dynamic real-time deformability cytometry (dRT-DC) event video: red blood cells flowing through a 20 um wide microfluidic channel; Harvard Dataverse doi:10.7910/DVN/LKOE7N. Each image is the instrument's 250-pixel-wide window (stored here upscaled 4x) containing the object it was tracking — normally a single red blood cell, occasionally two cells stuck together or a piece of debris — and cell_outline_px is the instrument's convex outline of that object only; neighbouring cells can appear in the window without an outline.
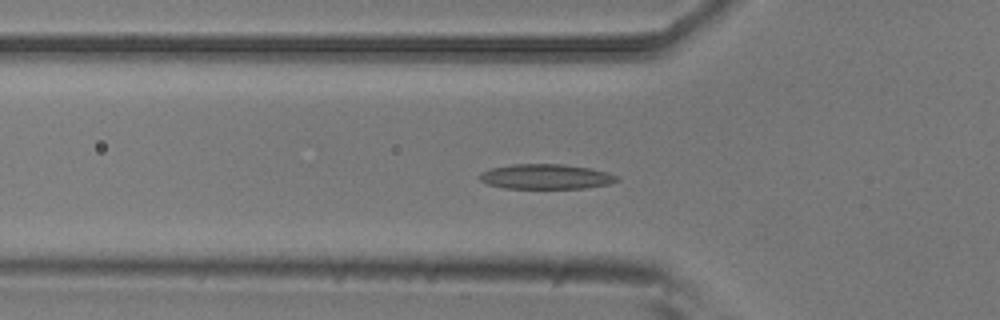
{"species": "common noctule bat (a hibernating species)", "species_latin": "Nyctalus noctula", "temperature_condition": "room temperature", "stored_images_in_passage": 55, "camera_frame_rate_fps": 3000, "um_per_image_px": 0.085, "animal": {"sex": "male", "body_mass_g": 20.5, "forearm_length_mm": 52.5}, "frame": {"image": 1, "passage_image": 18, "time_ms": 5.667, "image_size_px": [1000, 320], "cell_outline_px": [[620, 180], [608, 184], [584, 188], [504, 188], [488, 184], [480, 180], [476, 176], [480, 172], [492, 168], [512, 164], [564, 164], [592, 168], [608, 172], [616, 176]], "centroid_in_image_um": [46.38, 15.0], "position_along_channel_um": 79.4, "area_um2": 20.06}}
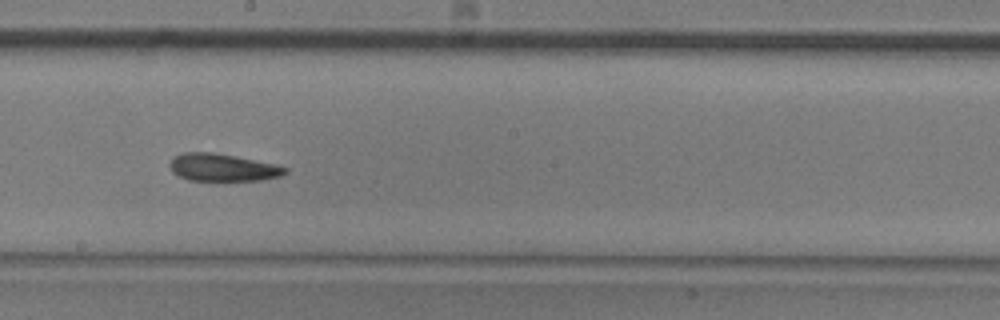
{"frame": {"image": 2, "passage_image": 30, "time_ms": 9.667, "image_size_px": [1000, 320], "cell_outline_px": [[288, 172], [280, 176], [260, 180], [188, 180], [172, 172], [168, 164], [172, 156], [184, 152], [212, 152], [236, 156], [272, 164], [288, 168]], "centroid_in_image_um": [18.86, 14.22], "position_along_channel_um": 229.3, "area_um2": 18.38}}
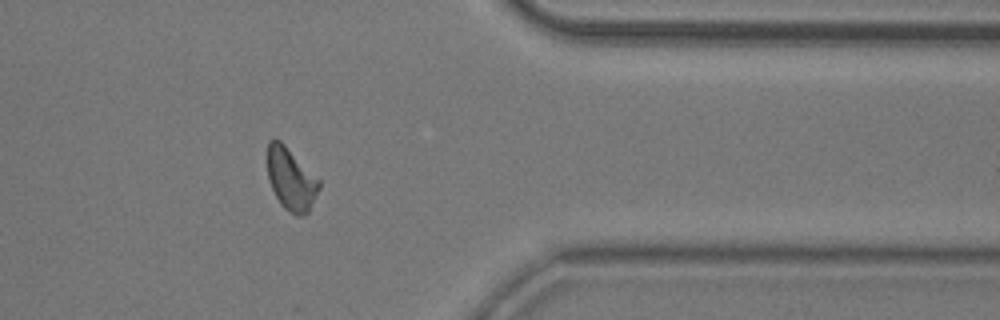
{"frame": {"image": 3, "passage_image": 44, "time_ms": 14.333, "image_size_px": [1000, 320], "cell_outline_px": [[320, 188], [308, 212], [304, 216], [296, 216], [284, 208], [280, 204], [272, 188], [268, 176], [268, 140], [272, 136], [276, 136], [320, 180]], "centroid_in_image_um": [24.73, 15.21], "position_along_channel_um": 386.7, "area_um2": 18.79}, "authors_computed_cell_mechanics": {"area_um2": 19.074, "velocity_mm_per_s": 3.722, "shape_relaxation_time_tau1_ms": 5.2888, "shape_relaxation_time_tau2_ms": 2.4913, "deformation_change_tau1": 0.1375, "deformation_change_tau2": 0.0925}}